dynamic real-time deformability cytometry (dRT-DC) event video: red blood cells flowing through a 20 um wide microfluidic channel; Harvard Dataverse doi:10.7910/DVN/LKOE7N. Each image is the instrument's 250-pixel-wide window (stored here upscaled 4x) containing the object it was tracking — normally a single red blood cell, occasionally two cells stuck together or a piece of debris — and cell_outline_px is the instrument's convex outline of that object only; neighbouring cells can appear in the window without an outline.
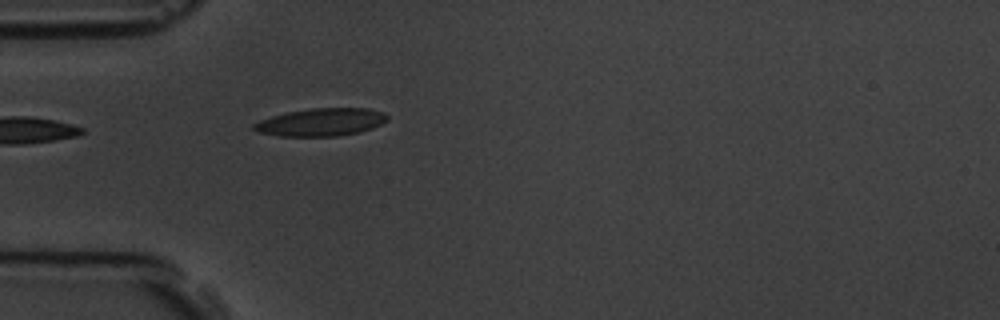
{"species": "common noctule bat (a hibernating species)", "species_latin": "Nyctalus noctula", "temperature_condition": "room temperature", "stored_images_in_passage": 4, "camera_frame_rate_fps": 3000, "um_per_image_px": 0.085, "animal": {"sex": "male", "body_mass_g": 19.5, "forearm_length_mm": 54.6}, "frame": {"image": 1, "passage_image": 4, "time_ms": 4.333, "image_size_px": [1000, 320], "cell_outline_px": [[388, 120], [372, 128], [360, 132], [340, 136], [280, 136], [260, 132], [252, 128], [252, 124], [260, 120], [272, 116], [288, 112], [312, 108], [368, 108], [384, 112], [388, 116]], "centroid_in_image_um": [27.32, 10.38], "position_along_channel_um": 57.7, "area_um2": 21.56}}